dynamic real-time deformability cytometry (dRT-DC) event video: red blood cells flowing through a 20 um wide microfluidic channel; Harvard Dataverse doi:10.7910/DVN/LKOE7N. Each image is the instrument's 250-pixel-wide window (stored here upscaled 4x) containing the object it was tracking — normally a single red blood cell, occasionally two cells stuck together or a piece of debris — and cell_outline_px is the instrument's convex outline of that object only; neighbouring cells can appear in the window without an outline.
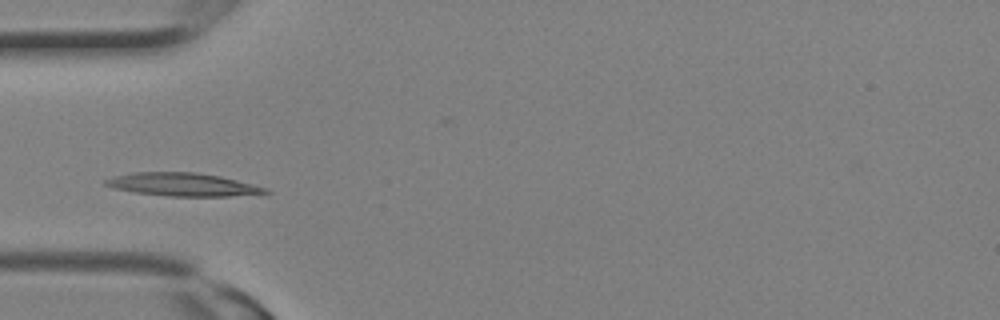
{"species": "Egyptian fruit bat (a non-hibernating species)", "species_latin": "Rousettus aegyptiacus", "temperature_condition": "room temperature", "stored_images_in_passage": 9, "camera_frame_rate_fps": 3000, "um_per_image_px": 0.085, "animal": {"sex": "female"}, "frame": {"image": 1, "passage_image": 6, "time_ms": 1.667, "image_size_px": [1000, 320], "cell_outline_px": [[272, 192], [228, 196], [168, 196], [136, 192], [116, 188], [104, 184], [104, 180], [112, 176], [136, 172], [196, 172], [220, 176], [268, 188]], "centroid_in_image_um": [15.53, 15.68], "position_along_channel_um": 69.5, "area_um2": 21.27}}
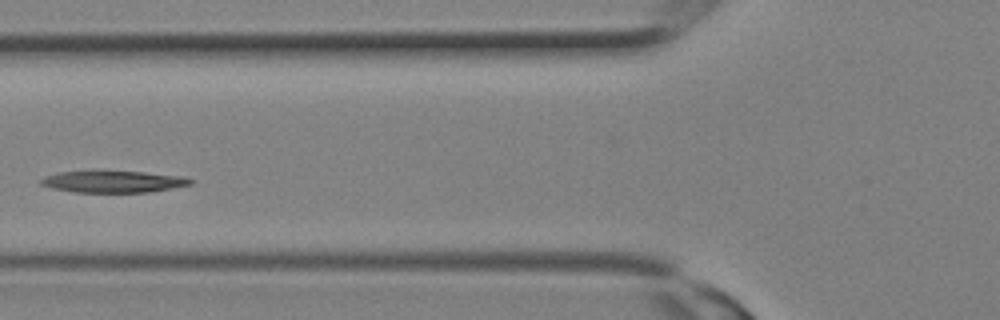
{"frame": {"image": 2, "passage_image": 8, "time_ms": 2.333, "image_size_px": [1000, 320], "cell_outline_px": [[196, 180], [192, 184], [148, 192], [72, 192], [52, 188], [40, 184], [40, 180], [44, 176], [56, 172], [144, 172], [184, 176]], "centroid_in_image_um": [9.64, 15.44], "position_along_channel_um": 116.2, "area_um2": 18.73}}